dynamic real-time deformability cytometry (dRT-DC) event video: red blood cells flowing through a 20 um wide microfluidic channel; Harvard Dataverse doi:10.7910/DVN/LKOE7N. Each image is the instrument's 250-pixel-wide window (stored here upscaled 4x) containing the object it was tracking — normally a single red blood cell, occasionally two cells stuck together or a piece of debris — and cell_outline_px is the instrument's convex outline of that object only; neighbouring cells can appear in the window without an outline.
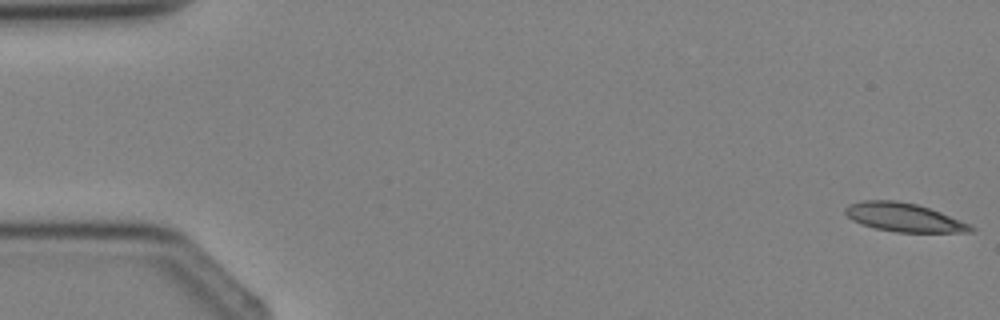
{"species": "Egyptian fruit bat (a non-hibernating species)", "species_latin": "Rousettus aegyptiacus", "temperature_condition": "cold", "stored_images_in_passage": 4, "camera_frame_rate_fps": 3000, "um_per_image_px": 0.085, "animal": {"sex": "female"}, "frame": {"image": 1, "passage_image": 1, "time_ms": 0.0, "image_size_px": [1000, 320], "cell_outline_px": [[976, 228], [972, 232], [896, 232], [876, 228], [852, 220], [844, 212], [844, 208], [848, 204], [864, 200], [896, 200], [916, 204], [940, 212], [968, 224]], "centroid_in_image_um": [76.8, 18.47], "position_along_channel_um": 8.2, "area_um2": 20.63}}